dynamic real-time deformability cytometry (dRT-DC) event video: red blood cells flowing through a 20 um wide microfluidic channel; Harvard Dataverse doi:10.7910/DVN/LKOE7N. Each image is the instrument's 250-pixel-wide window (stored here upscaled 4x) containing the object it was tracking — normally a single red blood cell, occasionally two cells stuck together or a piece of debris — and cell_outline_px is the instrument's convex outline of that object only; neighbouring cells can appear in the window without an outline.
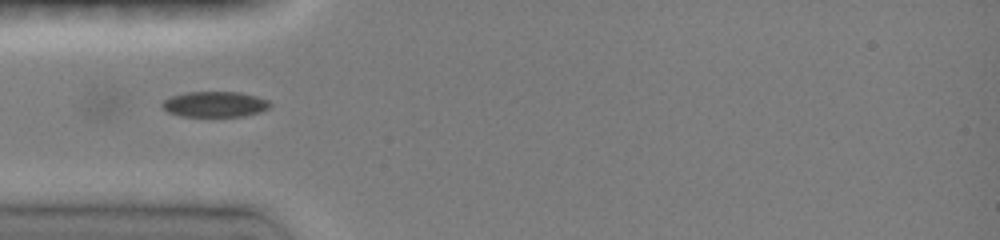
{"species": "common noctule bat (a hibernating species)", "species_latin": "Nyctalus noctula", "temperature_condition": "room temperature", "stored_images_in_passage": 2, "camera_frame_rate_fps": 3000, "um_per_image_px": 0.085, "animal": {"sex": "female", "body_mass_g": 19.0, "forearm_length_mm": 51.5}, "frame": {"image": 1, "passage_image": 1, "time_ms": 0.0, "image_size_px": [1000, 240], "cell_outline_px": [[272, 104], [268, 108], [260, 112], [244, 116], [180, 116], [168, 112], [160, 104], [164, 100], [172, 96], [184, 92], [240, 92], [256, 96], [268, 100]], "centroid_in_image_um": [18.27, 8.86], "position_along_channel_um": 66.7, "area_um2": 16.07}}